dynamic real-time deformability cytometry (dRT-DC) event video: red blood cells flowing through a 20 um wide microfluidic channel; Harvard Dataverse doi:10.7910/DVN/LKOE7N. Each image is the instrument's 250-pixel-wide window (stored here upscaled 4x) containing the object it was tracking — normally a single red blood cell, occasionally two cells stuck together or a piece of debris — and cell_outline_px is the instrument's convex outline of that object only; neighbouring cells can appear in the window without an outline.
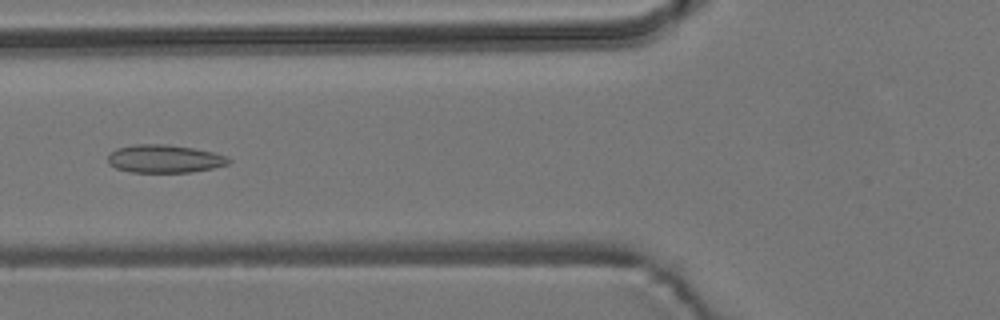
{"species": "common noctule bat (a hibernating species)", "species_latin": "Nyctalus noctula", "temperature_condition": "room temperature", "stored_images_in_passage": 7, "camera_frame_rate_fps": 3000, "um_per_image_px": 0.085, "animal": {"sex": "male", "body_mass_g": 19.2, "forearm_length_mm": 51.8}, "frame": {"image": 1, "passage_image": 6, "time_ms": 6.0, "image_size_px": [1000, 320], "cell_outline_px": [[232, 160], [228, 164], [212, 168], [192, 172], [132, 172], [116, 168], [108, 164], [108, 156], [116, 148], [132, 144], [168, 144], [192, 148], [212, 152], [228, 156]], "centroid_in_image_um": [13.98, 13.49], "position_along_channel_um": 111.8, "area_um2": 19.77}}
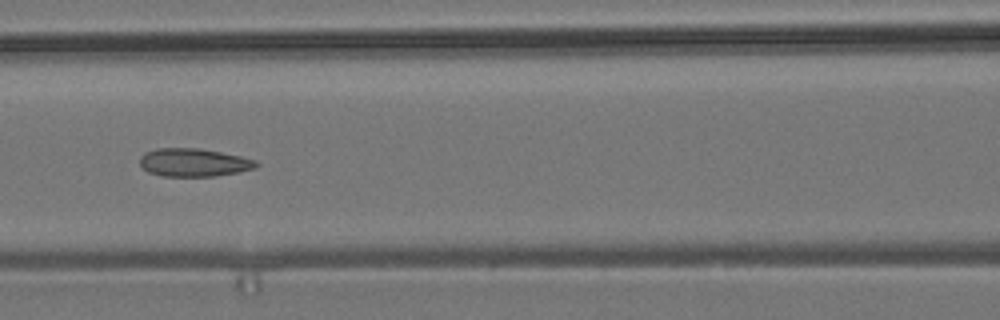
{"frame": {"image": 2, "passage_image": 7, "time_ms": 7.0, "image_size_px": [1000, 320], "cell_outline_px": [[260, 164], [256, 168], [216, 176], [164, 176], [148, 172], [140, 164], [140, 156], [144, 152], [156, 148], [200, 148], [240, 156], [256, 160]], "centroid_in_image_um": [16.46, 13.8], "position_along_channel_um": 150.1, "area_um2": 19.07}}